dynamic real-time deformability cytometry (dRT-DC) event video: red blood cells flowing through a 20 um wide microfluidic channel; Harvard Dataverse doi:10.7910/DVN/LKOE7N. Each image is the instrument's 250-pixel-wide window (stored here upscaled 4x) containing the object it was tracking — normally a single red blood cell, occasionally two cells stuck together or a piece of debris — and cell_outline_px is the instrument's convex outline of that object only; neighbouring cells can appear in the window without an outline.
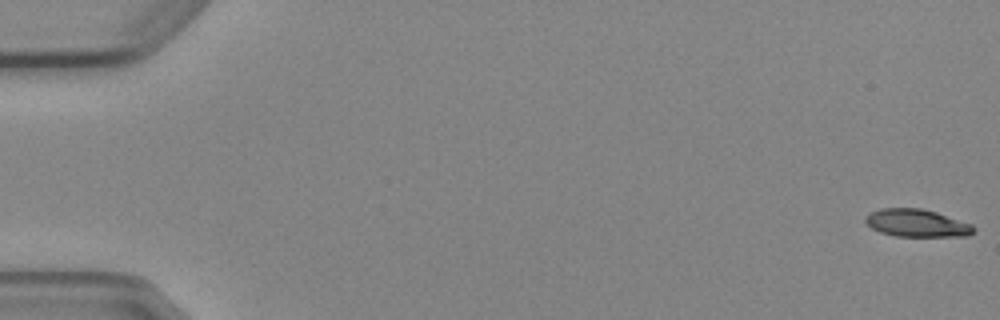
{"species": "Egyptian fruit bat (a non-hibernating species)", "species_latin": "Rousettus aegyptiacus", "temperature_condition": "cold", "stored_images_in_passage": 8, "camera_frame_rate_fps": 3000, "um_per_image_px": 0.085, "animal": {"sex": "female"}, "frame": {"image": 1, "passage_image": 1, "time_ms": 0.0, "image_size_px": [1000, 320], "cell_outline_px": [[976, 228], [968, 236], [896, 236], [880, 232], [872, 228], [864, 220], [864, 216], [880, 208], [920, 208], [936, 212], [972, 224]], "centroid_in_image_um": [77.92, 18.96], "position_along_channel_um": 7.1, "area_um2": 17.34}}
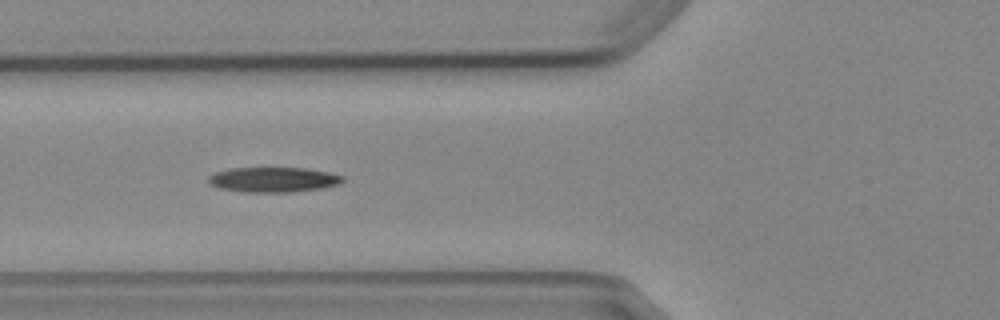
{"frame": {"image": 2, "passage_image": 6, "time_ms": 6.667, "image_size_px": [1000, 320], "cell_outline_px": [[344, 180], [340, 184], [324, 188], [292, 192], [244, 192], [220, 188], [212, 184], [208, 180], [208, 176], [216, 172], [228, 168], [308, 168], [328, 172], [344, 176]], "centroid_in_image_um": [23.28, 15.27], "position_along_channel_um": 102.5, "area_um2": 19.65}}
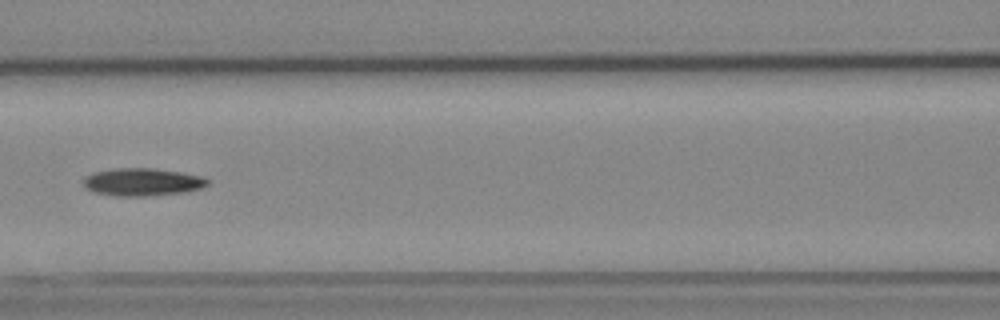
{"frame": {"image": 3, "passage_image": 7, "time_ms": 8.0, "image_size_px": [1000, 320], "cell_outline_px": [[208, 184], [204, 188], [184, 192], [148, 196], [116, 196], [96, 192], [88, 188], [84, 184], [84, 176], [92, 172], [112, 168], [152, 168], [180, 172], [204, 176], [208, 180]], "centroid_in_image_um": [12.13, 15.46], "position_along_channel_um": 154.5, "area_um2": 20.11}}